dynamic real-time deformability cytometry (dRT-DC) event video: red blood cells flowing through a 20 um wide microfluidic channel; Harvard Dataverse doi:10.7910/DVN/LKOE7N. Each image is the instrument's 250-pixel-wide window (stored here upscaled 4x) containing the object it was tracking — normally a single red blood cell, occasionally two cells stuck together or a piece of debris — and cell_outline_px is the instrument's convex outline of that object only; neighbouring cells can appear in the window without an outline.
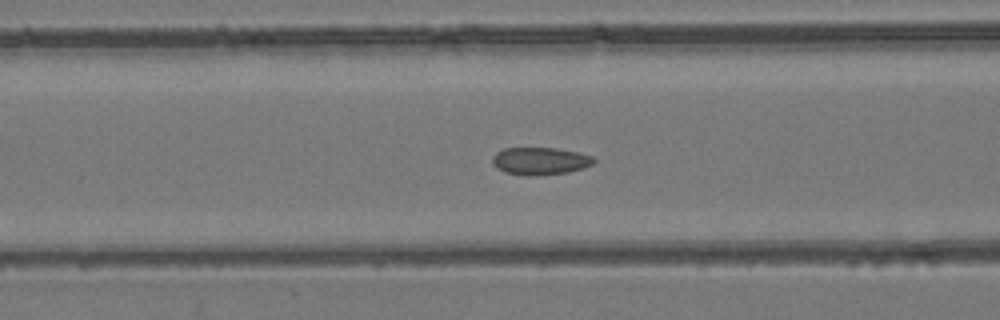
{"species": "common noctule bat (a hibernating species)", "species_latin": "Nyctalus noctula", "temperature_condition": "room temperature", "stored_images_in_passage": 27, "camera_frame_rate_fps": 3000, "um_per_image_px": 0.085, "animal": {"sex": "female", "body_mass_g": 24.6, "forearm_length_mm": 56.2}, "frame": {"image": 1, "passage_image": 22, "time_ms": 7.0, "image_size_px": [1000, 320], "cell_outline_px": [[596, 160], [592, 164], [584, 168], [568, 172], [536, 176], [528, 176], [504, 172], [496, 168], [492, 164], [492, 156], [496, 152], [504, 148], [556, 148], [576, 152], [592, 156]], "centroid_in_image_um": [45.88, 13.69], "position_along_channel_um": 120.7, "area_um2": 16.36}}
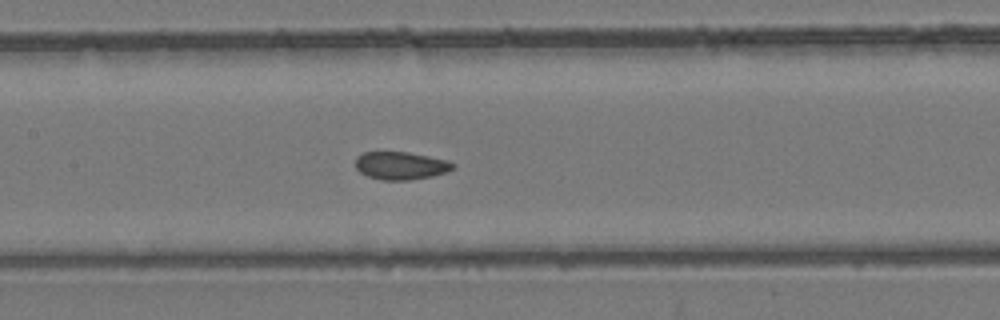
{"frame": {"image": 2, "passage_image": 26, "time_ms": 8.333, "image_size_px": [1000, 320], "cell_outline_px": [[456, 164], [448, 172], [432, 176], [408, 180], [380, 180], [368, 176], [360, 172], [356, 168], [356, 156], [364, 152], [408, 152], [448, 160]], "centroid_in_image_um": [34.07, 14.08], "position_along_channel_um": 173.3, "area_um2": 15.84}}